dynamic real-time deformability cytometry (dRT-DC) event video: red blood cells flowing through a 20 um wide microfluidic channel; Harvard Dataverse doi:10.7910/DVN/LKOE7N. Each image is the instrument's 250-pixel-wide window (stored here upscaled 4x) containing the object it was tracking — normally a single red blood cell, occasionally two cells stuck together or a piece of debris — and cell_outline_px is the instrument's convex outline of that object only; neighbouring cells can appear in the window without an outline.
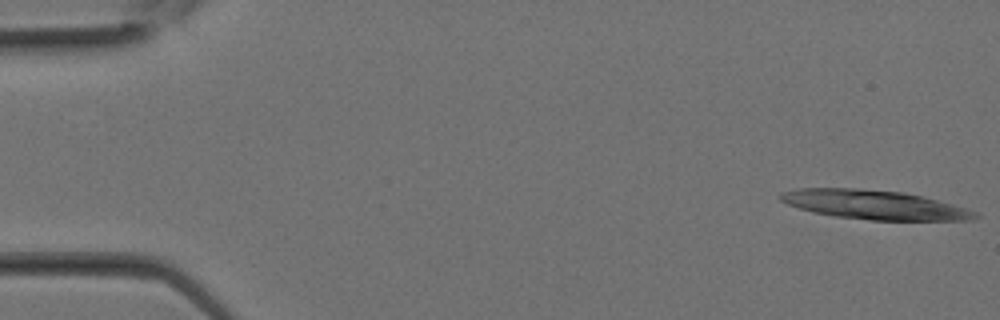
{"species": "Egyptian fruit bat (a non-hibernating species)", "species_latin": "Rousettus aegyptiacus", "temperature_condition": "room temperature", "stored_images_in_passage": 11, "segment_of_instrument_passage": [1, 2], "camera_frame_rate_fps": 3000, "um_per_image_px": 0.085, "animal": {"sex": "female"}, "frame": {"image": 1, "passage_image": 1, "time_ms": 0.0, "image_size_px": [1000, 320], "cell_outline_px": [[980, 216], [972, 220], [872, 220], [836, 216], [812, 212], [788, 204], [780, 200], [776, 196], [780, 192], [796, 188], [860, 188], [904, 192], [968, 208], [980, 212]], "centroid_in_image_um": [74.31, 17.39], "position_along_channel_um": 10.7, "area_um2": 33.23}}